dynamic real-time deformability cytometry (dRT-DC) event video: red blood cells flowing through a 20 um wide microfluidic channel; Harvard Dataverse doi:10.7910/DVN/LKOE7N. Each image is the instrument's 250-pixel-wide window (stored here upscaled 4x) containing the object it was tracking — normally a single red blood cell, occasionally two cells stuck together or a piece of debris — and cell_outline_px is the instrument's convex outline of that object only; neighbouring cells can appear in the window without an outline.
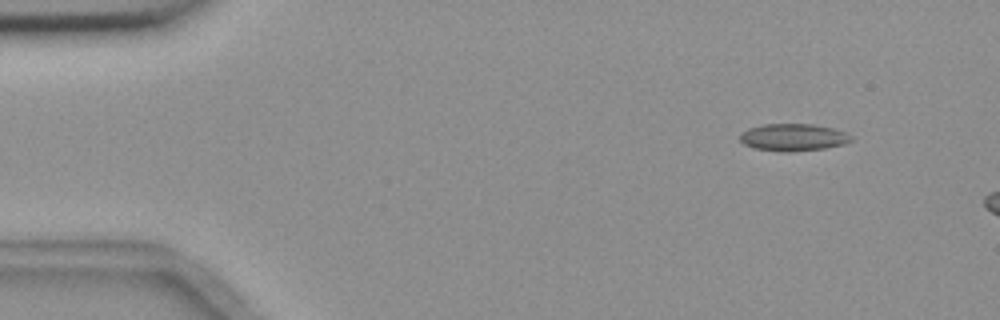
{"species": "common noctule bat (a hibernating species)", "species_latin": "Nyctalus noctula", "temperature_condition": "room temperature", "stored_images_in_passage": 4, "camera_frame_rate_fps": 3000, "um_per_image_px": 0.085, "animal": {"sex": "female", "body_mass_g": 18.4}, "frame": {"image": 1, "passage_image": 1, "time_ms": 0.0, "image_size_px": [1000, 320], "cell_outline_px": [[852, 140], [844, 144], [824, 148], [788, 152], [780, 152], [756, 148], [744, 144], [740, 140], [740, 132], [748, 128], [764, 124], [812, 124], [832, 128], [844, 132], [852, 136]], "centroid_in_image_um": [67.4, 11.67], "position_along_channel_um": 17.6, "area_um2": 17.57}}